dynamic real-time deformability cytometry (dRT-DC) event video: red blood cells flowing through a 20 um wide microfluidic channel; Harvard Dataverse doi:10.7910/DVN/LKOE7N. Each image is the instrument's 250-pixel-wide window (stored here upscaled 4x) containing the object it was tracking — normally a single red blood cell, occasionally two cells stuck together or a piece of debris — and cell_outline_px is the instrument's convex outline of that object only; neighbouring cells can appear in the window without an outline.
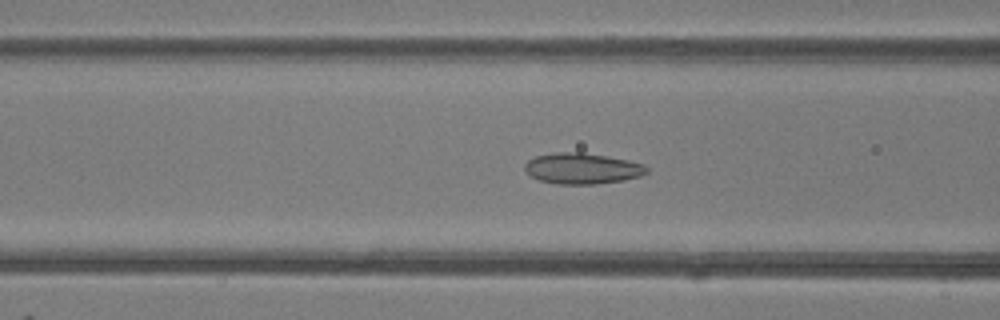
{"species": "common noctule bat (a hibernating species)", "species_latin": "Nyctalus noctula", "temperature_condition": "room temperature", "stored_images_in_passage": 51, "camera_frame_rate_fps": 3000, "um_per_image_px": 0.085, "animal": {"sex": "female"}, "frame": {"image": 1, "passage_image": 20, "time_ms": 6.333, "image_size_px": [1000, 320], "cell_outline_px": [[648, 172], [640, 176], [624, 180], [596, 184], [556, 184], [540, 180], [524, 172], [524, 164], [528, 160], [536, 156], [552, 152], [580, 152], [608, 156], [628, 160], [644, 164], [648, 168]], "centroid_in_image_um": [49.48, 14.31], "position_along_channel_um": 117.1, "area_um2": 22.14}}
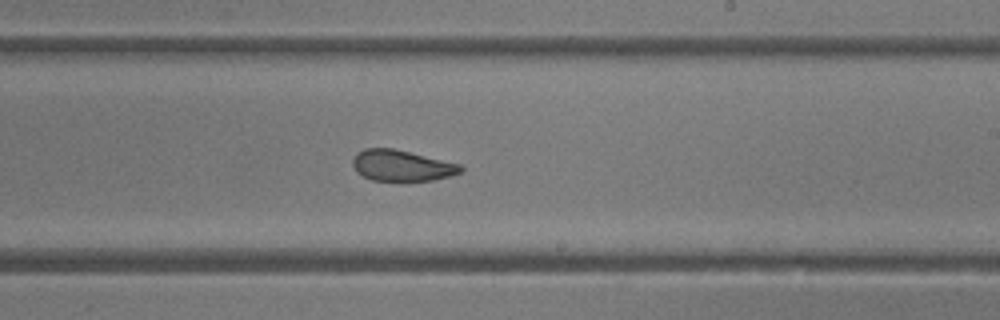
{"frame": {"image": 2, "passage_image": 30, "time_ms": 9.667, "image_size_px": [1000, 320], "cell_outline_px": [[464, 168], [460, 172], [452, 176], [432, 180], [372, 180], [356, 172], [352, 164], [352, 160], [356, 152], [364, 148], [392, 148], [460, 164]], "centroid_in_image_um": [34.12, 14.07], "position_along_channel_um": 254.9, "area_um2": 19.36}}
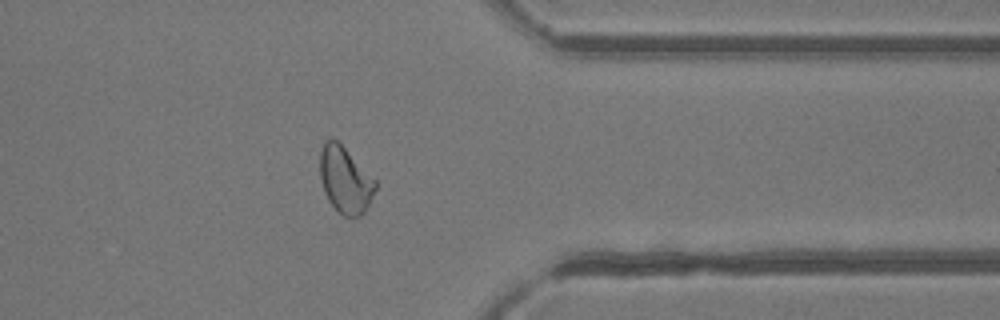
{"frame": {"image": 3, "passage_image": 40, "time_ms": 13.0, "image_size_px": [1000, 320], "cell_outline_px": [[376, 188], [368, 208], [360, 216], [344, 216], [328, 200], [324, 192], [320, 176], [320, 152], [324, 140], [336, 140], [376, 180]], "centroid_in_image_um": [29.34, 15.31], "position_along_channel_um": 382.1, "area_um2": 21.1}, "authors_computed_cell_mechanics": {"area_um2": 22.3686, "velocity_mm_per_s": 4.1343, "shape_relaxation_time_tau1_ms": 5.5615, "shape_relaxation_time_tau2_ms": 1.3381, "deformation_change_tau1": 0.1295, "deformation_change_tau2": 0.08}}